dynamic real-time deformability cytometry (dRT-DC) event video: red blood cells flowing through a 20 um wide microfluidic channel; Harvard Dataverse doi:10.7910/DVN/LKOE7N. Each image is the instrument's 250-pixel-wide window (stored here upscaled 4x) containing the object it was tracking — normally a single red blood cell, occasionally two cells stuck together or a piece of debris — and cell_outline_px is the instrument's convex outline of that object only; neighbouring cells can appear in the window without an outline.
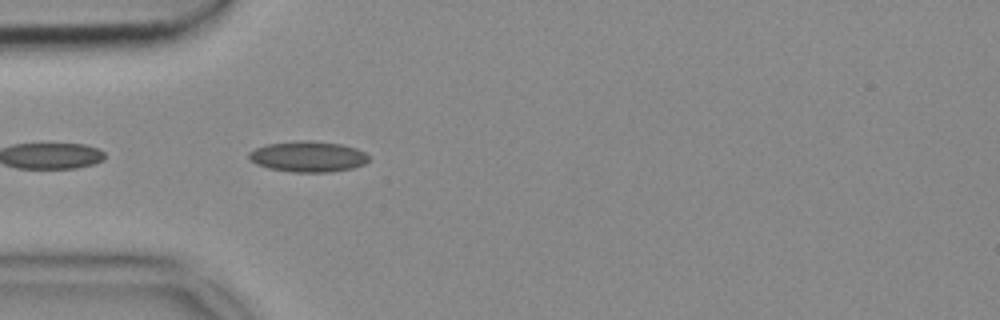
{"species": "common noctule bat (a hibernating species)", "species_latin": "Nyctalus noctula", "temperature_condition": "cold", "stored_images_in_passage": 6, "camera_frame_rate_fps": 3000, "um_per_image_px": 0.085, "animal": {"sex": "female", "body_mass_g": 18.4}, "frame": {"image": 1, "passage_image": 2, "time_ms": 0.333, "image_size_px": [1000, 320], "cell_outline_px": [[368, 160], [364, 164], [352, 168], [328, 172], [292, 172], [268, 168], [256, 164], [248, 156], [248, 152], [256, 148], [268, 144], [296, 140], [308, 140], [340, 144], [356, 148], [364, 152], [368, 156]], "centroid_in_image_um": [26.16, 13.3], "position_along_channel_um": 58.8, "area_um2": 21.39}}